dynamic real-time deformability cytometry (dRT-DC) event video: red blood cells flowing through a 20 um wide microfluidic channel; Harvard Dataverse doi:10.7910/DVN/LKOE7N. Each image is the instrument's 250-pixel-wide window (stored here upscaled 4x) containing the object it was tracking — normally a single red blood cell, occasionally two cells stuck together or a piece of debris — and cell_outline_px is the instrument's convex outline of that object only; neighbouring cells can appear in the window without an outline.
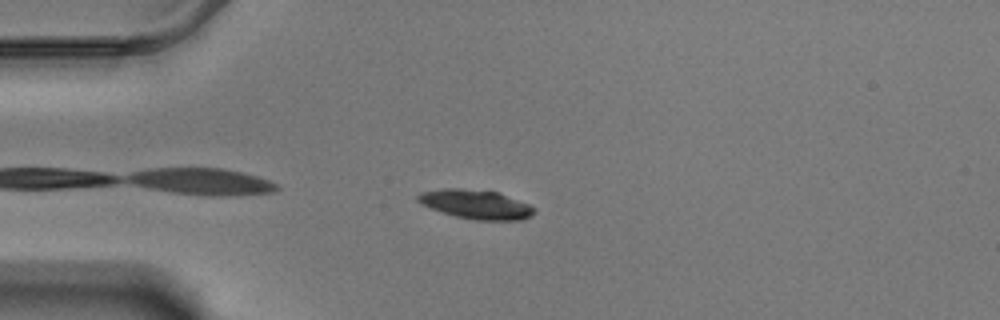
{"species": "Egyptian fruit bat (a non-hibernating species)", "species_latin": "Rousettus aegyptiacus", "temperature_condition": "warm", "stored_images_in_passage": 31, "camera_frame_rate_fps": 3000, "um_per_image_px": 0.085, "animal": {"sex": "male"}, "frame": {"image": 1, "passage_image": 4, "time_ms": 1.0, "image_size_px": [1000, 320], "cell_outline_px": [[536, 212], [520, 220], [476, 220], [456, 216], [420, 204], [416, 200], [416, 196], [420, 192], [444, 188], [460, 188], [496, 192], [528, 204], [536, 208]], "centroid_in_image_um": [40.42, 17.36], "position_along_channel_um": 44.6, "area_um2": 19.48}}
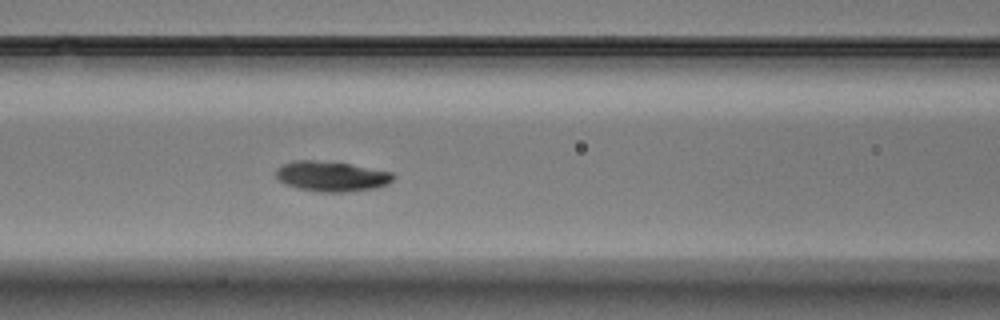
{"frame": {"image": 2, "passage_image": 14, "time_ms": 4.333, "image_size_px": [1000, 320], "cell_outline_px": [[396, 176], [388, 184], [376, 188], [344, 192], [316, 192], [300, 188], [288, 184], [280, 180], [276, 176], [276, 168], [292, 160], [316, 160], [352, 164], [392, 172]], "centroid_in_image_um": [28.21, 14.98], "position_along_channel_um": 138.4, "area_um2": 20.63}}
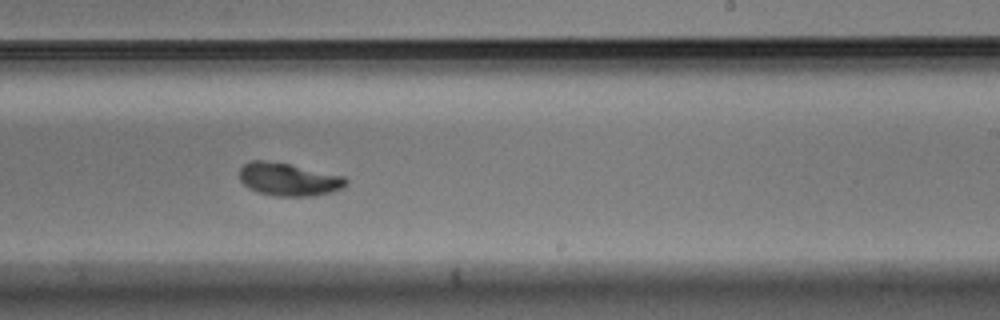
{"frame": {"image": 3, "passage_image": 25, "time_ms": 8.0, "image_size_px": [1000, 320], "cell_outline_px": [[348, 184], [332, 192], [312, 196], [276, 196], [256, 192], [248, 188], [240, 180], [240, 168], [248, 160], [264, 160], [288, 164], [344, 176], [348, 180]], "centroid_in_image_um": [24.51, 15.25], "position_along_channel_um": 264.5, "area_um2": 20.4}}